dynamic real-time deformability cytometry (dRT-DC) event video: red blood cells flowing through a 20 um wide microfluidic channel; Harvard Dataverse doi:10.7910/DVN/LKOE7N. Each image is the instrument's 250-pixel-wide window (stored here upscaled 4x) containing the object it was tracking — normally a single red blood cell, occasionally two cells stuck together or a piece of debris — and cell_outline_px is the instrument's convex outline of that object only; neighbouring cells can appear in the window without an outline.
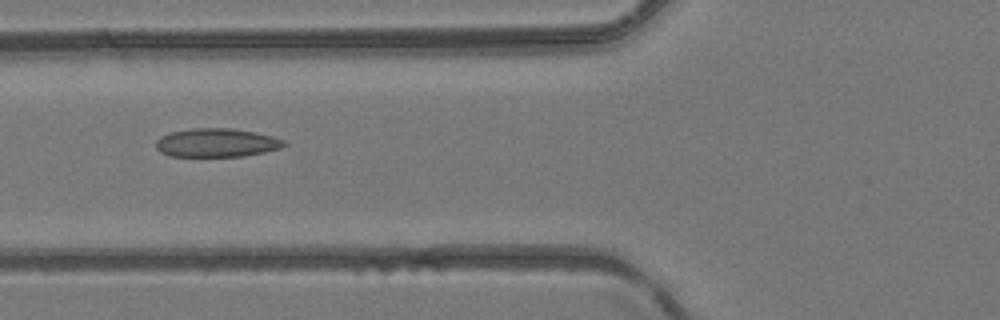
{"species": "common noctule bat (a hibernating species)", "species_latin": "Nyctalus noctula", "temperature_condition": "room temperature", "stored_images_in_passage": 8, "camera_frame_rate_fps": 3000, "um_per_image_px": 0.085, "animal": {"sex": "female", "body_mass_g": 24.6, "forearm_length_mm": 56.2}, "frame": {"image": 1, "passage_image": 7, "time_ms": 7.0, "image_size_px": [1000, 320], "cell_outline_px": [[288, 144], [280, 148], [264, 152], [244, 156], [168, 156], [160, 152], [156, 148], [156, 140], [160, 136], [172, 132], [192, 128], [232, 128], [272, 136], [284, 140]], "centroid_in_image_um": [18.39, 12.13], "position_along_channel_um": 107.4, "area_um2": 21.33}}
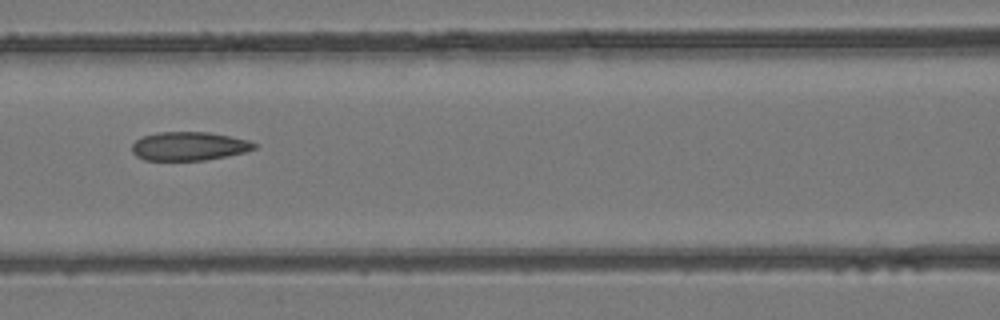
{"frame": {"image": 2, "passage_image": 8, "time_ms": 8.0, "image_size_px": [1000, 320], "cell_outline_px": [[256, 148], [244, 152], [204, 160], [144, 160], [136, 156], [132, 152], [132, 144], [136, 140], [144, 136], [160, 132], [208, 132], [248, 140], [256, 144]], "centroid_in_image_um": [16.03, 12.42], "position_along_channel_um": 150.6, "area_um2": 20.17}}